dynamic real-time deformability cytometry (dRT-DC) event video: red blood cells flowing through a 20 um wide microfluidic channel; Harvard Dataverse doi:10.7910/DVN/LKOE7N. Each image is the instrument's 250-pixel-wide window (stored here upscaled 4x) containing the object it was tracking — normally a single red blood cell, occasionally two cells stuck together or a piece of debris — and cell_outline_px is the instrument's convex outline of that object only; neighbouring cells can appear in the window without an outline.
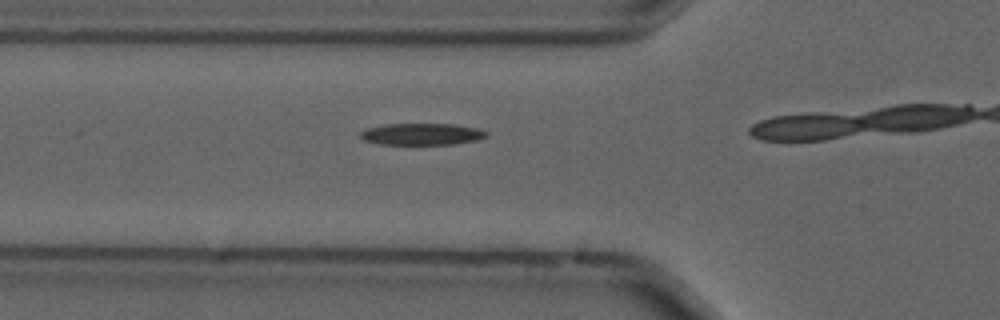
{"species": "common noctule bat (a hibernating species)", "species_latin": "Nyctalus noctula", "temperature_condition": "cold", "stored_images_in_passage": 5, "camera_frame_rate_fps": 3000, "um_per_image_px": 0.085, "animal": {"sex": "male", "forearm_length_mm": 52.5}, "frame": {"image": 1, "passage_image": 2, "time_ms": 0.333, "image_size_px": [1000, 320], "cell_outline_px": [[488, 136], [476, 140], [452, 144], [380, 144], [364, 140], [360, 136], [360, 132], [364, 128], [384, 124], [452, 124], [480, 128], [488, 132]], "centroid_in_image_um": [35.85, 11.39], "position_along_channel_um": 90.0, "area_um2": 16.01}}